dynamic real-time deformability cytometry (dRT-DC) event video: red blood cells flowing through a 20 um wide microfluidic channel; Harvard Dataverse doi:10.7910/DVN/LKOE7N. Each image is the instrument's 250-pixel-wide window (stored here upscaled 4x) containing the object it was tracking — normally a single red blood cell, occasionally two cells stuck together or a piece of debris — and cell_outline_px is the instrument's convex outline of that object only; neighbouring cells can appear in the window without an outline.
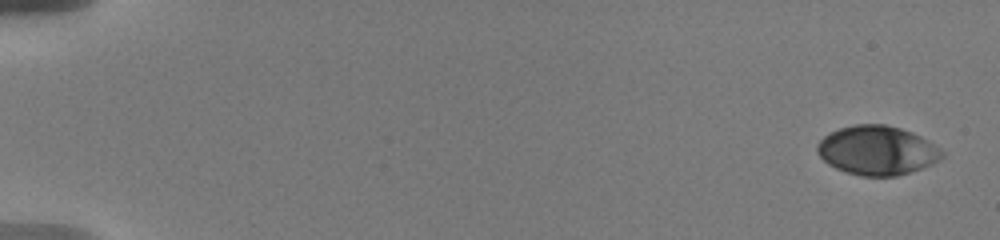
{"species": "human", "species_latin": "Homo sapiens", "temperature_condition": "warm", "stored_images_in_passage": 46, "camera_frame_rate_fps": 3000, "um_per_image_px": 0.085, "donor": {"sex": "male"}, "frame": {"image": 1, "passage_image": 1, "time_ms": 0.0, "image_size_px": [1000, 240], "cell_outline_px": [[944, 156], [940, 160], [932, 164], [896, 176], [860, 176], [836, 168], [828, 164], [816, 152], [816, 144], [824, 136], [840, 128], [856, 124], [884, 124], [900, 128], [912, 132], [928, 140], [940, 148], [944, 152]], "centroid_in_image_um": [74.56, 12.78], "position_along_channel_um": 10.4, "area_um2": 35.66}}
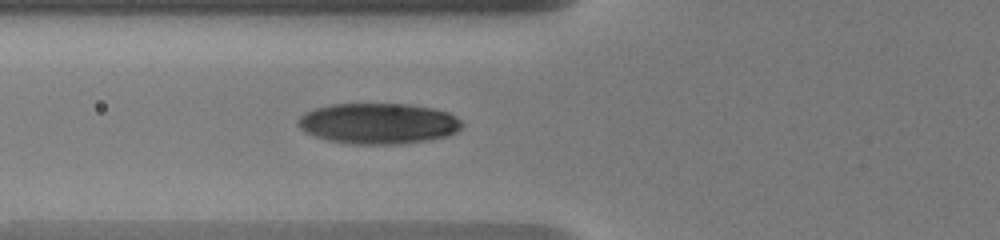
{"frame": {"image": 2, "passage_image": 18, "time_ms": 7.0, "image_size_px": [1000, 240], "cell_outline_px": [[464, 124], [456, 132], [448, 136], [428, 140], [400, 144], [352, 144], [328, 140], [304, 132], [296, 124], [296, 120], [304, 112], [328, 104], [408, 104], [432, 108], [448, 112], [456, 116]], "centroid_in_image_um": [32.14, 10.49], "position_along_channel_um": 93.7, "area_um2": 39.19}}
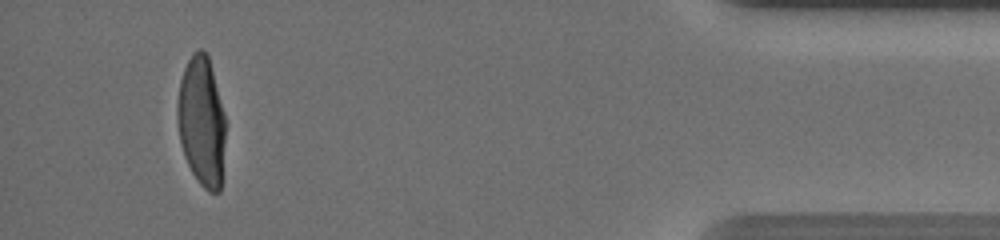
{"frame": {"image": 3, "passage_image": 43, "time_ms": 17.333, "image_size_px": [1000, 240], "cell_outline_px": [[224, 140], [220, 192], [208, 192], [200, 184], [192, 172], [184, 156], [180, 140], [176, 120], [176, 104], [180, 80], [184, 68], [192, 52], [196, 48], [204, 48], [208, 56], [224, 112]], "centroid_in_image_um": [17.1, 10.28], "position_along_channel_um": 418.1, "area_um2": 36.41}, "authors_computed_cell_mechanics": {"area_um2": 36.3851, "velocity_mm_per_s": 3.6527, "shape_relaxation_time_tau1_ms": 4.4835, "shape_relaxation_time_tau2_ms": 0.8281, "deformation_change_tau1": 0.1934, "deformation_change_tau2": 0.0495}}